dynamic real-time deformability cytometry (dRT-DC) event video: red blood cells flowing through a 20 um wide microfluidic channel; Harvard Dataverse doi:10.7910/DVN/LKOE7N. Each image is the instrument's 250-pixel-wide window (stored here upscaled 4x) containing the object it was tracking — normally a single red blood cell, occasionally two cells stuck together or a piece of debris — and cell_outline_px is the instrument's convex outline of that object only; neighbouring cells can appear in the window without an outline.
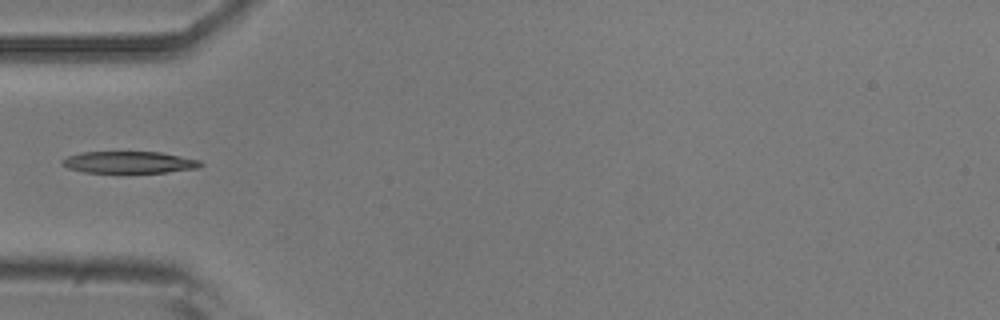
{"species": "common noctule bat (a hibernating species)", "species_latin": "Nyctalus noctula", "temperature_condition": "room temperature", "stored_images_in_passage": 4, "camera_frame_rate_fps": 3000, "um_per_image_px": 0.085, "animal": {"sex": "male", "body_mass_g": 20.5, "forearm_length_mm": 52.5}, "frame": {"image": 1, "passage_image": 4, "time_ms": 1.0, "image_size_px": [1000, 320], "cell_outline_px": [[204, 164], [200, 168], [168, 172], [84, 172], [68, 168], [60, 164], [60, 160], [68, 156], [80, 152], [160, 152], [200, 160]], "centroid_in_image_um": [10.98, 13.79], "position_along_channel_um": 74.0, "area_um2": 17.63}}